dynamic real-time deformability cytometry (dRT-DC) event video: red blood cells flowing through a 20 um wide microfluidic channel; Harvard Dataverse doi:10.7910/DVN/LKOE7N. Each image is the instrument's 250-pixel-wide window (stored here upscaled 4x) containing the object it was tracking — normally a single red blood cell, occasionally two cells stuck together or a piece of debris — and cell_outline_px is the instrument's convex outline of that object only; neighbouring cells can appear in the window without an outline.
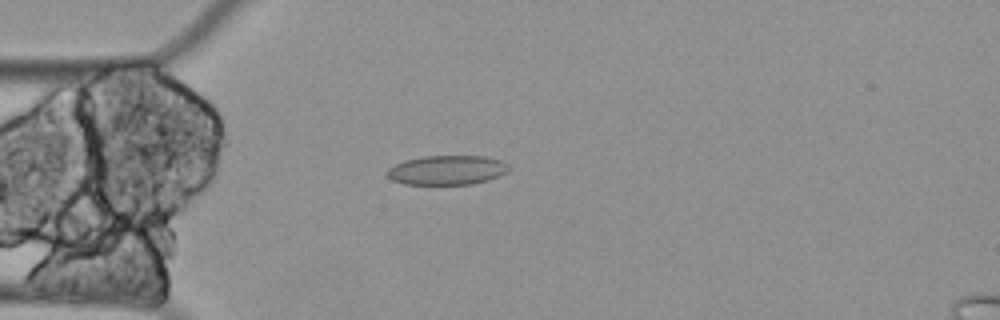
{"species": "Egyptian fruit bat (a non-hibernating species)", "species_latin": "Rousettus aegyptiacus", "temperature_condition": "cold", "stored_images_in_passage": 28, "segment_of_instrument_passage": [1, 3], "camera_frame_rate_fps": 3000, "um_per_image_px": 0.085, "animal": {"sex": "female"}, "frame": {"image": 1, "passage_image": 4, "time_ms": 1.0, "image_size_px": [1000, 320], "cell_outline_px": [[508, 172], [500, 176], [488, 180], [472, 184], [404, 184], [392, 180], [384, 172], [388, 168], [404, 160], [424, 156], [484, 156], [500, 160], [508, 164]], "centroid_in_image_um": [37.99, 14.46], "position_along_channel_um": 47.0, "area_um2": 20.92}}